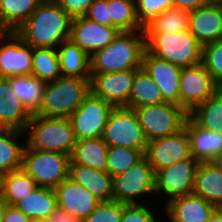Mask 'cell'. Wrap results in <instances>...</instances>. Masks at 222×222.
I'll use <instances>...</instances> for the list:
<instances>
[{
  "mask_svg": "<svg viewBox=\"0 0 222 222\" xmlns=\"http://www.w3.org/2000/svg\"><path fill=\"white\" fill-rule=\"evenodd\" d=\"M71 22L54 0H43L15 32L32 48H57L69 39Z\"/></svg>",
  "mask_w": 222,
  "mask_h": 222,
  "instance_id": "obj_1",
  "label": "cell"
},
{
  "mask_svg": "<svg viewBox=\"0 0 222 222\" xmlns=\"http://www.w3.org/2000/svg\"><path fill=\"white\" fill-rule=\"evenodd\" d=\"M145 32H121L105 48L90 57V73H115L141 68L145 51Z\"/></svg>",
  "mask_w": 222,
  "mask_h": 222,
  "instance_id": "obj_2",
  "label": "cell"
},
{
  "mask_svg": "<svg viewBox=\"0 0 222 222\" xmlns=\"http://www.w3.org/2000/svg\"><path fill=\"white\" fill-rule=\"evenodd\" d=\"M145 48L153 56L181 68L202 63V45L189 29L175 34L145 32Z\"/></svg>",
  "mask_w": 222,
  "mask_h": 222,
  "instance_id": "obj_3",
  "label": "cell"
},
{
  "mask_svg": "<svg viewBox=\"0 0 222 222\" xmlns=\"http://www.w3.org/2000/svg\"><path fill=\"white\" fill-rule=\"evenodd\" d=\"M90 92V78L60 76L45 84L42 103L35 114L68 118Z\"/></svg>",
  "mask_w": 222,
  "mask_h": 222,
  "instance_id": "obj_4",
  "label": "cell"
},
{
  "mask_svg": "<svg viewBox=\"0 0 222 222\" xmlns=\"http://www.w3.org/2000/svg\"><path fill=\"white\" fill-rule=\"evenodd\" d=\"M24 134L25 145L28 148L58 152L68 156H71L76 143L74 131L68 118L32 114Z\"/></svg>",
  "mask_w": 222,
  "mask_h": 222,
  "instance_id": "obj_5",
  "label": "cell"
},
{
  "mask_svg": "<svg viewBox=\"0 0 222 222\" xmlns=\"http://www.w3.org/2000/svg\"><path fill=\"white\" fill-rule=\"evenodd\" d=\"M148 141L172 136L184 129L189 114L171 103L133 108Z\"/></svg>",
  "mask_w": 222,
  "mask_h": 222,
  "instance_id": "obj_6",
  "label": "cell"
},
{
  "mask_svg": "<svg viewBox=\"0 0 222 222\" xmlns=\"http://www.w3.org/2000/svg\"><path fill=\"white\" fill-rule=\"evenodd\" d=\"M70 156L28 148L23 151L22 169L37 186L56 188L69 176Z\"/></svg>",
  "mask_w": 222,
  "mask_h": 222,
  "instance_id": "obj_7",
  "label": "cell"
},
{
  "mask_svg": "<svg viewBox=\"0 0 222 222\" xmlns=\"http://www.w3.org/2000/svg\"><path fill=\"white\" fill-rule=\"evenodd\" d=\"M112 186L113 200L125 204H145L148 196L155 195V172L144 157L126 172L114 176Z\"/></svg>",
  "mask_w": 222,
  "mask_h": 222,
  "instance_id": "obj_8",
  "label": "cell"
},
{
  "mask_svg": "<svg viewBox=\"0 0 222 222\" xmlns=\"http://www.w3.org/2000/svg\"><path fill=\"white\" fill-rule=\"evenodd\" d=\"M102 138L108 146L130 147L144 153L147 150L148 140L133 109L115 107Z\"/></svg>",
  "mask_w": 222,
  "mask_h": 222,
  "instance_id": "obj_9",
  "label": "cell"
},
{
  "mask_svg": "<svg viewBox=\"0 0 222 222\" xmlns=\"http://www.w3.org/2000/svg\"><path fill=\"white\" fill-rule=\"evenodd\" d=\"M114 108V105L90 92L79 108L68 117L76 140L101 138Z\"/></svg>",
  "mask_w": 222,
  "mask_h": 222,
  "instance_id": "obj_10",
  "label": "cell"
},
{
  "mask_svg": "<svg viewBox=\"0 0 222 222\" xmlns=\"http://www.w3.org/2000/svg\"><path fill=\"white\" fill-rule=\"evenodd\" d=\"M199 162L192 156L180 160L155 173V197L165 196L164 205L170 200L192 194ZM165 198V200H164Z\"/></svg>",
  "mask_w": 222,
  "mask_h": 222,
  "instance_id": "obj_11",
  "label": "cell"
},
{
  "mask_svg": "<svg viewBox=\"0 0 222 222\" xmlns=\"http://www.w3.org/2000/svg\"><path fill=\"white\" fill-rule=\"evenodd\" d=\"M221 87L202 63L182 68L180 74V106L189 114Z\"/></svg>",
  "mask_w": 222,
  "mask_h": 222,
  "instance_id": "obj_12",
  "label": "cell"
},
{
  "mask_svg": "<svg viewBox=\"0 0 222 222\" xmlns=\"http://www.w3.org/2000/svg\"><path fill=\"white\" fill-rule=\"evenodd\" d=\"M33 48L12 31L0 35V77L32 74Z\"/></svg>",
  "mask_w": 222,
  "mask_h": 222,
  "instance_id": "obj_13",
  "label": "cell"
},
{
  "mask_svg": "<svg viewBox=\"0 0 222 222\" xmlns=\"http://www.w3.org/2000/svg\"><path fill=\"white\" fill-rule=\"evenodd\" d=\"M139 68L115 73H90V90L115 107H124L132 90L133 80Z\"/></svg>",
  "mask_w": 222,
  "mask_h": 222,
  "instance_id": "obj_14",
  "label": "cell"
},
{
  "mask_svg": "<svg viewBox=\"0 0 222 222\" xmlns=\"http://www.w3.org/2000/svg\"><path fill=\"white\" fill-rule=\"evenodd\" d=\"M145 157L155 173L180 160L192 157L185 128L172 136L148 141Z\"/></svg>",
  "mask_w": 222,
  "mask_h": 222,
  "instance_id": "obj_15",
  "label": "cell"
},
{
  "mask_svg": "<svg viewBox=\"0 0 222 222\" xmlns=\"http://www.w3.org/2000/svg\"><path fill=\"white\" fill-rule=\"evenodd\" d=\"M120 33L116 27L104 26L82 16L72 19L69 39L91 57L112 43Z\"/></svg>",
  "mask_w": 222,
  "mask_h": 222,
  "instance_id": "obj_16",
  "label": "cell"
},
{
  "mask_svg": "<svg viewBox=\"0 0 222 222\" xmlns=\"http://www.w3.org/2000/svg\"><path fill=\"white\" fill-rule=\"evenodd\" d=\"M141 67L159 86L163 101L180 106V74L182 68L153 56L146 49L142 56Z\"/></svg>",
  "mask_w": 222,
  "mask_h": 222,
  "instance_id": "obj_17",
  "label": "cell"
},
{
  "mask_svg": "<svg viewBox=\"0 0 222 222\" xmlns=\"http://www.w3.org/2000/svg\"><path fill=\"white\" fill-rule=\"evenodd\" d=\"M55 191L58 206L78 218L80 222L88 217L101 202L69 176L55 188Z\"/></svg>",
  "mask_w": 222,
  "mask_h": 222,
  "instance_id": "obj_18",
  "label": "cell"
},
{
  "mask_svg": "<svg viewBox=\"0 0 222 222\" xmlns=\"http://www.w3.org/2000/svg\"><path fill=\"white\" fill-rule=\"evenodd\" d=\"M164 207V208H163ZM167 222H207L210 214L216 208L205 199L195 194L176 197L163 205Z\"/></svg>",
  "mask_w": 222,
  "mask_h": 222,
  "instance_id": "obj_19",
  "label": "cell"
},
{
  "mask_svg": "<svg viewBox=\"0 0 222 222\" xmlns=\"http://www.w3.org/2000/svg\"><path fill=\"white\" fill-rule=\"evenodd\" d=\"M186 130L191 155L199 162H215L222 156V133L201 128L190 117L186 119Z\"/></svg>",
  "mask_w": 222,
  "mask_h": 222,
  "instance_id": "obj_20",
  "label": "cell"
},
{
  "mask_svg": "<svg viewBox=\"0 0 222 222\" xmlns=\"http://www.w3.org/2000/svg\"><path fill=\"white\" fill-rule=\"evenodd\" d=\"M188 29L202 46L222 39V7L211 3L189 11Z\"/></svg>",
  "mask_w": 222,
  "mask_h": 222,
  "instance_id": "obj_21",
  "label": "cell"
},
{
  "mask_svg": "<svg viewBox=\"0 0 222 222\" xmlns=\"http://www.w3.org/2000/svg\"><path fill=\"white\" fill-rule=\"evenodd\" d=\"M32 114L17 99L9 78L0 77V128L24 131Z\"/></svg>",
  "mask_w": 222,
  "mask_h": 222,
  "instance_id": "obj_22",
  "label": "cell"
},
{
  "mask_svg": "<svg viewBox=\"0 0 222 222\" xmlns=\"http://www.w3.org/2000/svg\"><path fill=\"white\" fill-rule=\"evenodd\" d=\"M69 177L90 191L100 201L113 200V177L78 163H69Z\"/></svg>",
  "mask_w": 222,
  "mask_h": 222,
  "instance_id": "obj_23",
  "label": "cell"
},
{
  "mask_svg": "<svg viewBox=\"0 0 222 222\" xmlns=\"http://www.w3.org/2000/svg\"><path fill=\"white\" fill-rule=\"evenodd\" d=\"M192 193L216 207L222 204V167L217 161L199 164Z\"/></svg>",
  "mask_w": 222,
  "mask_h": 222,
  "instance_id": "obj_24",
  "label": "cell"
},
{
  "mask_svg": "<svg viewBox=\"0 0 222 222\" xmlns=\"http://www.w3.org/2000/svg\"><path fill=\"white\" fill-rule=\"evenodd\" d=\"M13 206L22 211L33 222H42L58 206L56 191L54 188L37 186Z\"/></svg>",
  "mask_w": 222,
  "mask_h": 222,
  "instance_id": "obj_25",
  "label": "cell"
},
{
  "mask_svg": "<svg viewBox=\"0 0 222 222\" xmlns=\"http://www.w3.org/2000/svg\"><path fill=\"white\" fill-rule=\"evenodd\" d=\"M24 135V131L21 130L0 128V177L22 169Z\"/></svg>",
  "mask_w": 222,
  "mask_h": 222,
  "instance_id": "obj_26",
  "label": "cell"
},
{
  "mask_svg": "<svg viewBox=\"0 0 222 222\" xmlns=\"http://www.w3.org/2000/svg\"><path fill=\"white\" fill-rule=\"evenodd\" d=\"M108 147L102 137L76 140L69 163L106 172Z\"/></svg>",
  "mask_w": 222,
  "mask_h": 222,
  "instance_id": "obj_27",
  "label": "cell"
},
{
  "mask_svg": "<svg viewBox=\"0 0 222 222\" xmlns=\"http://www.w3.org/2000/svg\"><path fill=\"white\" fill-rule=\"evenodd\" d=\"M62 76L90 78V57L70 39L57 48Z\"/></svg>",
  "mask_w": 222,
  "mask_h": 222,
  "instance_id": "obj_28",
  "label": "cell"
},
{
  "mask_svg": "<svg viewBox=\"0 0 222 222\" xmlns=\"http://www.w3.org/2000/svg\"><path fill=\"white\" fill-rule=\"evenodd\" d=\"M9 82L17 99L31 114H35L42 103L45 82L32 75L10 76Z\"/></svg>",
  "mask_w": 222,
  "mask_h": 222,
  "instance_id": "obj_29",
  "label": "cell"
},
{
  "mask_svg": "<svg viewBox=\"0 0 222 222\" xmlns=\"http://www.w3.org/2000/svg\"><path fill=\"white\" fill-rule=\"evenodd\" d=\"M164 103L159 86L141 67L137 70L133 80L128 109Z\"/></svg>",
  "mask_w": 222,
  "mask_h": 222,
  "instance_id": "obj_30",
  "label": "cell"
},
{
  "mask_svg": "<svg viewBox=\"0 0 222 222\" xmlns=\"http://www.w3.org/2000/svg\"><path fill=\"white\" fill-rule=\"evenodd\" d=\"M43 0H0V28L15 32Z\"/></svg>",
  "mask_w": 222,
  "mask_h": 222,
  "instance_id": "obj_31",
  "label": "cell"
},
{
  "mask_svg": "<svg viewBox=\"0 0 222 222\" xmlns=\"http://www.w3.org/2000/svg\"><path fill=\"white\" fill-rule=\"evenodd\" d=\"M35 180L23 169L8 172L0 177V197L13 206L36 188Z\"/></svg>",
  "mask_w": 222,
  "mask_h": 222,
  "instance_id": "obj_32",
  "label": "cell"
},
{
  "mask_svg": "<svg viewBox=\"0 0 222 222\" xmlns=\"http://www.w3.org/2000/svg\"><path fill=\"white\" fill-rule=\"evenodd\" d=\"M201 128L222 133V88L189 113Z\"/></svg>",
  "mask_w": 222,
  "mask_h": 222,
  "instance_id": "obj_33",
  "label": "cell"
},
{
  "mask_svg": "<svg viewBox=\"0 0 222 222\" xmlns=\"http://www.w3.org/2000/svg\"><path fill=\"white\" fill-rule=\"evenodd\" d=\"M31 75L45 83L62 76L56 48H33Z\"/></svg>",
  "mask_w": 222,
  "mask_h": 222,
  "instance_id": "obj_34",
  "label": "cell"
},
{
  "mask_svg": "<svg viewBox=\"0 0 222 222\" xmlns=\"http://www.w3.org/2000/svg\"><path fill=\"white\" fill-rule=\"evenodd\" d=\"M112 27L121 32L144 31L135 14V0H108Z\"/></svg>",
  "mask_w": 222,
  "mask_h": 222,
  "instance_id": "obj_35",
  "label": "cell"
},
{
  "mask_svg": "<svg viewBox=\"0 0 222 222\" xmlns=\"http://www.w3.org/2000/svg\"><path fill=\"white\" fill-rule=\"evenodd\" d=\"M189 11L171 7L164 10L144 27V32L178 33L188 29Z\"/></svg>",
  "mask_w": 222,
  "mask_h": 222,
  "instance_id": "obj_36",
  "label": "cell"
},
{
  "mask_svg": "<svg viewBox=\"0 0 222 222\" xmlns=\"http://www.w3.org/2000/svg\"><path fill=\"white\" fill-rule=\"evenodd\" d=\"M145 157L142 150L130 147L109 146L107 153V169L112 177L120 175Z\"/></svg>",
  "mask_w": 222,
  "mask_h": 222,
  "instance_id": "obj_37",
  "label": "cell"
},
{
  "mask_svg": "<svg viewBox=\"0 0 222 222\" xmlns=\"http://www.w3.org/2000/svg\"><path fill=\"white\" fill-rule=\"evenodd\" d=\"M202 64L222 88V39L202 46Z\"/></svg>",
  "mask_w": 222,
  "mask_h": 222,
  "instance_id": "obj_38",
  "label": "cell"
},
{
  "mask_svg": "<svg viewBox=\"0 0 222 222\" xmlns=\"http://www.w3.org/2000/svg\"><path fill=\"white\" fill-rule=\"evenodd\" d=\"M171 7H174L173 0H135V14L143 28Z\"/></svg>",
  "mask_w": 222,
  "mask_h": 222,
  "instance_id": "obj_39",
  "label": "cell"
},
{
  "mask_svg": "<svg viewBox=\"0 0 222 222\" xmlns=\"http://www.w3.org/2000/svg\"><path fill=\"white\" fill-rule=\"evenodd\" d=\"M124 211V203L101 201L95 210L81 222H120Z\"/></svg>",
  "mask_w": 222,
  "mask_h": 222,
  "instance_id": "obj_40",
  "label": "cell"
},
{
  "mask_svg": "<svg viewBox=\"0 0 222 222\" xmlns=\"http://www.w3.org/2000/svg\"><path fill=\"white\" fill-rule=\"evenodd\" d=\"M151 204H125L120 222H160L162 216L155 217ZM152 210V211H151ZM160 217V218H158ZM157 218L159 220H157Z\"/></svg>",
  "mask_w": 222,
  "mask_h": 222,
  "instance_id": "obj_41",
  "label": "cell"
},
{
  "mask_svg": "<svg viewBox=\"0 0 222 222\" xmlns=\"http://www.w3.org/2000/svg\"><path fill=\"white\" fill-rule=\"evenodd\" d=\"M84 17L101 25L112 27V20L109 18L108 0H94Z\"/></svg>",
  "mask_w": 222,
  "mask_h": 222,
  "instance_id": "obj_42",
  "label": "cell"
},
{
  "mask_svg": "<svg viewBox=\"0 0 222 222\" xmlns=\"http://www.w3.org/2000/svg\"><path fill=\"white\" fill-rule=\"evenodd\" d=\"M72 19L86 14L94 0H54Z\"/></svg>",
  "mask_w": 222,
  "mask_h": 222,
  "instance_id": "obj_43",
  "label": "cell"
},
{
  "mask_svg": "<svg viewBox=\"0 0 222 222\" xmlns=\"http://www.w3.org/2000/svg\"><path fill=\"white\" fill-rule=\"evenodd\" d=\"M42 222H80L78 218L68 213L65 209L57 206L55 211Z\"/></svg>",
  "mask_w": 222,
  "mask_h": 222,
  "instance_id": "obj_44",
  "label": "cell"
},
{
  "mask_svg": "<svg viewBox=\"0 0 222 222\" xmlns=\"http://www.w3.org/2000/svg\"><path fill=\"white\" fill-rule=\"evenodd\" d=\"M3 222H33L22 211L17 210L14 206H7Z\"/></svg>",
  "mask_w": 222,
  "mask_h": 222,
  "instance_id": "obj_45",
  "label": "cell"
},
{
  "mask_svg": "<svg viewBox=\"0 0 222 222\" xmlns=\"http://www.w3.org/2000/svg\"><path fill=\"white\" fill-rule=\"evenodd\" d=\"M174 7L180 8L186 11L196 10L202 6H206L212 3V0H173Z\"/></svg>",
  "mask_w": 222,
  "mask_h": 222,
  "instance_id": "obj_46",
  "label": "cell"
},
{
  "mask_svg": "<svg viewBox=\"0 0 222 222\" xmlns=\"http://www.w3.org/2000/svg\"><path fill=\"white\" fill-rule=\"evenodd\" d=\"M207 222H222V212L218 207H216L210 214Z\"/></svg>",
  "mask_w": 222,
  "mask_h": 222,
  "instance_id": "obj_47",
  "label": "cell"
},
{
  "mask_svg": "<svg viewBox=\"0 0 222 222\" xmlns=\"http://www.w3.org/2000/svg\"><path fill=\"white\" fill-rule=\"evenodd\" d=\"M8 204L0 197V221H3Z\"/></svg>",
  "mask_w": 222,
  "mask_h": 222,
  "instance_id": "obj_48",
  "label": "cell"
},
{
  "mask_svg": "<svg viewBox=\"0 0 222 222\" xmlns=\"http://www.w3.org/2000/svg\"><path fill=\"white\" fill-rule=\"evenodd\" d=\"M212 3L222 7V0H212Z\"/></svg>",
  "mask_w": 222,
  "mask_h": 222,
  "instance_id": "obj_49",
  "label": "cell"
},
{
  "mask_svg": "<svg viewBox=\"0 0 222 222\" xmlns=\"http://www.w3.org/2000/svg\"><path fill=\"white\" fill-rule=\"evenodd\" d=\"M220 165H221V167H222V156L220 157V159L217 161Z\"/></svg>",
  "mask_w": 222,
  "mask_h": 222,
  "instance_id": "obj_50",
  "label": "cell"
},
{
  "mask_svg": "<svg viewBox=\"0 0 222 222\" xmlns=\"http://www.w3.org/2000/svg\"><path fill=\"white\" fill-rule=\"evenodd\" d=\"M218 208L221 210V212H222V204L220 205V206H218Z\"/></svg>",
  "mask_w": 222,
  "mask_h": 222,
  "instance_id": "obj_51",
  "label": "cell"
},
{
  "mask_svg": "<svg viewBox=\"0 0 222 222\" xmlns=\"http://www.w3.org/2000/svg\"><path fill=\"white\" fill-rule=\"evenodd\" d=\"M4 31L0 28V35L3 33Z\"/></svg>",
  "mask_w": 222,
  "mask_h": 222,
  "instance_id": "obj_52",
  "label": "cell"
}]
</instances>
